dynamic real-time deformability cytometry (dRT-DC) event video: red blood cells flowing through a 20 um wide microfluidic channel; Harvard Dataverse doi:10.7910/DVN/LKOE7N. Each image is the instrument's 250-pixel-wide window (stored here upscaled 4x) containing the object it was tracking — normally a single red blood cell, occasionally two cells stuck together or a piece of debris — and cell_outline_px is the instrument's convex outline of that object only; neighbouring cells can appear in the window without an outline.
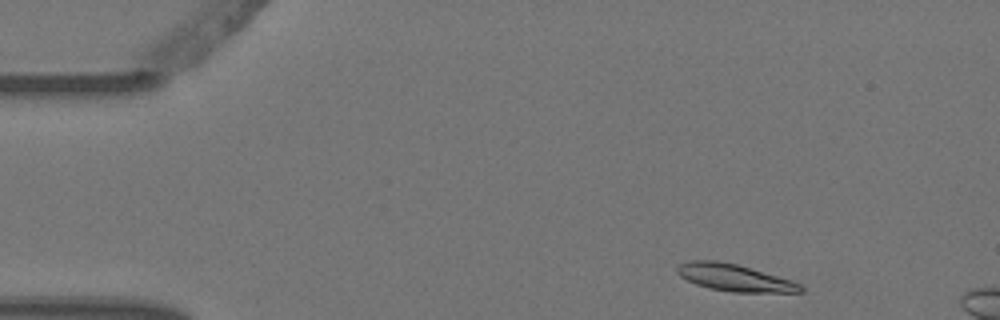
{"species": "Egyptian fruit bat (a non-hibernating species)", "species_latin": "Rousettus aegyptiacus", "temperature_condition": "warm", "stored_images_in_passage": 3, "camera_frame_rate_fps": 3000, "um_per_image_px": 0.085, "animal": {"sex": "female"}, "frame": {"image": 1, "passage_image": 1, "time_ms": 0.0, "image_size_px": [1000, 320], "cell_outline_px": [[804, 292], [732, 292], [708, 288], [696, 284], [680, 276], [676, 272], [676, 268], [680, 264], [688, 260], [716, 260], [736, 264], [792, 280], [800, 284], [804, 288]], "centroid_in_image_um": [62.42, 23.6], "position_along_channel_um": 22.6, "area_um2": 19.36}}